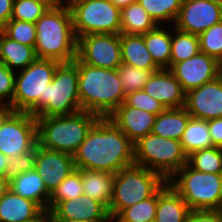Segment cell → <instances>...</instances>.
<instances>
[{"label": "cell", "mask_w": 222, "mask_h": 222, "mask_svg": "<svg viewBox=\"0 0 222 222\" xmlns=\"http://www.w3.org/2000/svg\"><path fill=\"white\" fill-rule=\"evenodd\" d=\"M117 71L125 94L143 90L144 85L149 81L151 75L157 72L136 68L123 63L117 68Z\"/></svg>", "instance_id": "d590c367"}, {"label": "cell", "mask_w": 222, "mask_h": 222, "mask_svg": "<svg viewBox=\"0 0 222 222\" xmlns=\"http://www.w3.org/2000/svg\"><path fill=\"white\" fill-rule=\"evenodd\" d=\"M211 1L212 3H215V4H218L220 6H222V0H209Z\"/></svg>", "instance_id": "f5cc1de1"}, {"label": "cell", "mask_w": 222, "mask_h": 222, "mask_svg": "<svg viewBox=\"0 0 222 222\" xmlns=\"http://www.w3.org/2000/svg\"><path fill=\"white\" fill-rule=\"evenodd\" d=\"M61 0H14L11 19L34 23Z\"/></svg>", "instance_id": "836d02e7"}, {"label": "cell", "mask_w": 222, "mask_h": 222, "mask_svg": "<svg viewBox=\"0 0 222 222\" xmlns=\"http://www.w3.org/2000/svg\"><path fill=\"white\" fill-rule=\"evenodd\" d=\"M166 183L161 174L135 164L117 172L108 210L111 219L123 209L154 196Z\"/></svg>", "instance_id": "8992f818"}, {"label": "cell", "mask_w": 222, "mask_h": 222, "mask_svg": "<svg viewBox=\"0 0 222 222\" xmlns=\"http://www.w3.org/2000/svg\"><path fill=\"white\" fill-rule=\"evenodd\" d=\"M135 165L161 174L167 181L184 165L187 155L180 140L147 134L134 143Z\"/></svg>", "instance_id": "ba28073f"}, {"label": "cell", "mask_w": 222, "mask_h": 222, "mask_svg": "<svg viewBox=\"0 0 222 222\" xmlns=\"http://www.w3.org/2000/svg\"><path fill=\"white\" fill-rule=\"evenodd\" d=\"M31 222H50L49 212L44 211L37 219H35Z\"/></svg>", "instance_id": "681fc988"}, {"label": "cell", "mask_w": 222, "mask_h": 222, "mask_svg": "<svg viewBox=\"0 0 222 222\" xmlns=\"http://www.w3.org/2000/svg\"><path fill=\"white\" fill-rule=\"evenodd\" d=\"M156 116L153 113L128 106L123 102L107 118L134 144L140 138L152 133Z\"/></svg>", "instance_id": "ac0fdd59"}, {"label": "cell", "mask_w": 222, "mask_h": 222, "mask_svg": "<svg viewBox=\"0 0 222 222\" xmlns=\"http://www.w3.org/2000/svg\"><path fill=\"white\" fill-rule=\"evenodd\" d=\"M82 111L78 92V68L72 61L60 63L45 91V108L36 117L70 115Z\"/></svg>", "instance_id": "30bf717a"}, {"label": "cell", "mask_w": 222, "mask_h": 222, "mask_svg": "<svg viewBox=\"0 0 222 222\" xmlns=\"http://www.w3.org/2000/svg\"><path fill=\"white\" fill-rule=\"evenodd\" d=\"M208 129L213 146L222 148V118L209 120Z\"/></svg>", "instance_id": "7bdbcfd3"}, {"label": "cell", "mask_w": 222, "mask_h": 222, "mask_svg": "<svg viewBox=\"0 0 222 222\" xmlns=\"http://www.w3.org/2000/svg\"><path fill=\"white\" fill-rule=\"evenodd\" d=\"M77 58L91 66L117 69L122 64L120 34H89L77 39Z\"/></svg>", "instance_id": "7c38bea8"}, {"label": "cell", "mask_w": 222, "mask_h": 222, "mask_svg": "<svg viewBox=\"0 0 222 222\" xmlns=\"http://www.w3.org/2000/svg\"><path fill=\"white\" fill-rule=\"evenodd\" d=\"M187 164L199 172L222 174V148L213 146L194 151L187 156Z\"/></svg>", "instance_id": "1f68e13d"}, {"label": "cell", "mask_w": 222, "mask_h": 222, "mask_svg": "<svg viewBox=\"0 0 222 222\" xmlns=\"http://www.w3.org/2000/svg\"><path fill=\"white\" fill-rule=\"evenodd\" d=\"M120 18V34L144 35L158 26L137 1L122 8Z\"/></svg>", "instance_id": "83f0119b"}, {"label": "cell", "mask_w": 222, "mask_h": 222, "mask_svg": "<svg viewBox=\"0 0 222 222\" xmlns=\"http://www.w3.org/2000/svg\"><path fill=\"white\" fill-rule=\"evenodd\" d=\"M166 28L158 25L143 35L146 48L159 69H170L172 31Z\"/></svg>", "instance_id": "4316f807"}, {"label": "cell", "mask_w": 222, "mask_h": 222, "mask_svg": "<svg viewBox=\"0 0 222 222\" xmlns=\"http://www.w3.org/2000/svg\"><path fill=\"white\" fill-rule=\"evenodd\" d=\"M191 116L185 107L167 108L156 116L152 133L158 136L180 140Z\"/></svg>", "instance_id": "484cf974"}, {"label": "cell", "mask_w": 222, "mask_h": 222, "mask_svg": "<svg viewBox=\"0 0 222 222\" xmlns=\"http://www.w3.org/2000/svg\"><path fill=\"white\" fill-rule=\"evenodd\" d=\"M78 68V92L81 109L108 117L124 101L123 90L117 69H105L73 60Z\"/></svg>", "instance_id": "3957f363"}, {"label": "cell", "mask_w": 222, "mask_h": 222, "mask_svg": "<svg viewBox=\"0 0 222 222\" xmlns=\"http://www.w3.org/2000/svg\"><path fill=\"white\" fill-rule=\"evenodd\" d=\"M190 210H217L222 202V174L203 173L184 165L168 181Z\"/></svg>", "instance_id": "52a82bcc"}, {"label": "cell", "mask_w": 222, "mask_h": 222, "mask_svg": "<svg viewBox=\"0 0 222 222\" xmlns=\"http://www.w3.org/2000/svg\"><path fill=\"white\" fill-rule=\"evenodd\" d=\"M76 38L89 34H120L121 10L110 0H64Z\"/></svg>", "instance_id": "9c48e42d"}, {"label": "cell", "mask_w": 222, "mask_h": 222, "mask_svg": "<svg viewBox=\"0 0 222 222\" xmlns=\"http://www.w3.org/2000/svg\"><path fill=\"white\" fill-rule=\"evenodd\" d=\"M50 222H82L80 220L50 219Z\"/></svg>", "instance_id": "f907efd6"}, {"label": "cell", "mask_w": 222, "mask_h": 222, "mask_svg": "<svg viewBox=\"0 0 222 222\" xmlns=\"http://www.w3.org/2000/svg\"><path fill=\"white\" fill-rule=\"evenodd\" d=\"M219 77L222 79V59L219 61Z\"/></svg>", "instance_id": "816d5d0a"}, {"label": "cell", "mask_w": 222, "mask_h": 222, "mask_svg": "<svg viewBox=\"0 0 222 222\" xmlns=\"http://www.w3.org/2000/svg\"><path fill=\"white\" fill-rule=\"evenodd\" d=\"M99 118L84 110L70 115L36 117L37 144L73 156Z\"/></svg>", "instance_id": "277c9868"}, {"label": "cell", "mask_w": 222, "mask_h": 222, "mask_svg": "<svg viewBox=\"0 0 222 222\" xmlns=\"http://www.w3.org/2000/svg\"><path fill=\"white\" fill-rule=\"evenodd\" d=\"M169 70L187 93L216 79L219 76V61L200 51L185 61L175 63Z\"/></svg>", "instance_id": "5bb4252c"}, {"label": "cell", "mask_w": 222, "mask_h": 222, "mask_svg": "<svg viewBox=\"0 0 222 222\" xmlns=\"http://www.w3.org/2000/svg\"><path fill=\"white\" fill-rule=\"evenodd\" d=\"M190 211L183 198L168 182L157 192V209L154 222H186Z\"/></svg>", "instance_id": "44dd1931"}, {"label": "cell", "mask_w": 222, "mask_h": 222, "mask_svg": "<svg viewBox=\"0 0 222 222\" xmlns=\"http://www.w3.org/2000/svg\"><path fill=\"white\" fill-rule=\"evenodd\" d=\"M9 190V180L0 176V198Z\"/></svg>", "instance_id": "bcb514c9"}, {"label": "cell", "mask_w": 222, "mask_h": 222, "mask_svg": "<svg viewBox=\"0 0 222 222\" xmlns=\"http://www.w3.org/2000/svg\"><path fill=\"white\" fill-rule=\"evenodd\" d=\"M122 63L145 70L159 71L146 48L143 35L120 34Z\"/></svg>", "instance_id": "cb8c5ba5"}, {"label": "cell", "mask_w": 222, "mask_h": 222, "mask_svg": "<svg viewBox=\"0 0 222 222\" xmlns=\"http://www.w3.org/2000/svg\"><path fill=\"white\" fill-rule=\"evenodd\" d=\"M14 0H0V29L11 19Z\"/></svg>", "instance_id": "ee69618b"}, {"label": "cell", "mask_w": 222, "mask_h": 222, "mask_svg": "<svg viewBox=\"0 0 222 222\" xmlns=\"http://www.w3.org/2000/svg\"><path fill=\"white\" fill-rule=\"evenodd\" d=\"M221 21L222 6L209 0H183L174 27L199 36Z\"/></svg>", "instance_id": "4fadbf2b"}, {"label": "cell", "mask_w": 222, "mask_h": 222, "mask_svg": "<svg viewBox=\"0 0 222 222\" xmlns=\"http://www.w3.org/2000/svg\"><path fill=\"white\" fill-rule=\"evenodd\" d=\"M37 144L36 117L12 112L0 126V152L9 159L30 151Z\"/></svg>", "instance_id": "8fae6325"}, {"label": "cell", "mask_w": 222, "mask_h": 222, "mask_svg": "<svg viewBox=\"0 0 222 222\" xmlns=\"http://www.w3.org/2000/svg\"><path fill=\"white\" fill-rule=\"evenodd\" d=\"M186 222H222L217 210H191Z\"/></svg>", "instance_id": "b9f144b4"}, {"label": "cell", "mask_w": 222, "mask_h": 222, "mask_svg": "<svg viewBox=\"0 0 222 222\" xmlns=\"http://www.w3.org/2000/svg\"><path fill=\"white\" fill-rule=\"evenodd\" d=\"M36 58L33 46L18 43L0 30V62L10 70L15 72L23 70Z\"/></svg>", "instance_id": "d4e9b609"}, {"label": "cell", "mask_w": 222, "mask_h": 222, "mask_svg": "<svg viewBox=\"0 0 222 222\" xmlns=\"http://www.w3.org/2000/svg\"><path fill=\"white\" fill-rule=\"evenodd\" d=\"M59 64L55 60L36 58L25 69L16 72L10 104L14 112H28L36 117L45 108V91Z\"/></svg>", "instance_id": "5b68a950"}, {"label": "cell", "mask_w": 222, "mask_h": 222, "mask_svg": "<svg viewBox=\"0 0 222 222\" xmlns=\"http://www.w3.org/2000/svg\"><path fill=\"white\" fill-rule=\"evenodd\" d=\"M82 194L81 169H74L50 194L47 212H50L58 203Z\"/></svg>", "instance_id": "d6a6232c"}, {"label": "cell", "mask_w": 222, "mask_h": 222, "mask_svg": "<svg viewBox=\"0 0 222 222\" xmlns=\"http://www.w3.org/2000/svg\"><path fill=\"white\" fill-rule=\"evenodd\" d=\"M9 161V158L0 152V176L5 177V168Z\"/></svg>", "instance_id": "7dc6e473"}, {"label": "cell", "mask_w": 222, "mask_h": 222, "mask_svg": "<svg viewBox=\"0 0 222 222\" xmlns=\"http://www.w3.org/2000/svg\"><path fill=\"white\" fill-rule=\"evenodd\" d=\"M128 106L159 115L166 108L162 103L149 96L144 90L133 91L126 94L125 101Z\"/></svg>", "instance_id": "f35d334b"}, {"label": "cell", "mask_w": 222, "mask_h": 222, "mask_svg": "<svg viewBox=\"0 0 222 222\" xmlns=\"http://www.w3.org/2000/svg\"><path fill=\"white\" fill-rule=\"evenodd\" d=\"M180 142L187 156L194 151L213 147L208 121L191 117Z\"/></svg>", "instance_id": "f1b7e54d"}, {"label": "cell", "mask_w": 222, "mask_h": 222, "mask_svg": "<svg viewBox=\"0 0 222 222\" xmlns=\"http://www.w3.org/2000/svg\"><path fill=\"white\" fill-rule=\"evenodd\" d=\"M16 72L0 62V102L10 105L13 102Z\"/></svg>", "instance_id": "60d3db41"}, {"label": "cell", "mask_w": 222, "mask_h": 222, "mask_svg": "<svg viewBox=\"0 0 222 222\" xmlns=\"http://www.w3.org/2000/svg\"><path fill=\"white\" fill-rule=\"evenodd\" d=\"M157 193L133 206L123 209L112 222H152L155 221Z\"/></svg>", "instance_id": "e575fe53"}, {"label": "cell", "mask_w": 222, "mask_h": 222, "mask_svg": "<svg viewBox=\"0 0 222 222\" xmlns=\"http://www.w3.org/2000/svg\"><path fill=\"white\" fill-rule=\"evenodd\" d=\"M117 8L120 10L131 3L136 2L137 0H110Z\"/></svg>", "instance_id": "c3c4849f"}, {"label": "cell", "mask_w": 222, "mask_h": 222, "mask_svg": "<svg viewBox=\"0 0 222 222\" xmlns=\"http://www.w3.org/2000/svg\"><path fill=\"white\" fill-rule=\"evenodd\" d=\"M37 58L60 63L72 62L77 57V38L72 16L64 0L51 6L36 22Z\"/></svg>", "instance_id": "7a4b0ae2"}, {"label": "cell", "mask_w": 222, "mask_h": 222, "mask_svg": "<svg viewBox=\"0 0 222 222\" xmlns=\"http://www.w3.org/2000/svg\"><path fill=\"white\" fill-rule=\"evenodd\" d=\"M75 169L111 174L135 164L134 144L109 119L99 118L73 155Z\"/></svg>", "instance_id": "6da1fadb"}, {"label": "cell", "mask_w": 222, "mask_h": 222, "mask_svg": "<svg viewBox=\"0 0 222 222\" xmlns=\"http://www.w3.org/2000/svg\"><path fill=\"white\" fill-rule=\"evenodd\" d=\"M157 25L177 20L183 0H137Z\"/></svg>", "instance_id": "4dcf8cb0"}, {"label": "cell", "mask_w": 222, "mask_h": 222, "mask_svg": "<svg viewBox=\"0 0 222 222\" xmlns=\"http://www.w3.org/2000/svg\"><path fill=\"white\" fill-rule=\"evenodd\" d=\"M34 169L43 179L47 191L54 189L75 169L73 156L45 149L36 144Z\"/></svg>", "instance_id": "2e32d148"}, {"label": "cell", "mask_w": 222, "mask_h": 222, "mask_svg": "<svg viewBox=\"0 0 222 222\" xmlns=\"http://www.w3.org/2000/svg\"><path fill=\"white\" fill-rule=\"evenodd\" d=\"M49 219L80 220L82 222L112 221L108 209L85 194L58 203L49 212Z\"/></svg>", "instance_id": "e0dca14e"}, {"label": "cell", "mask_w": 222, "mask_h": 222, "mask_svg": "<svg viewBox=\"0 0 222 222\" xmlns=\"http://www.w3.org/2000/svg\"><path fill=\"white\" fill-rule=\"evenodd\" d=\"M143 90L166 109L185 107L186 92L169 69L154 72Z\"/></svg>", "instance_id": "d6986e66"}, {"label": "cell", "mask_w": 222, "mask_h": 222, "mask_svg": "<svg viewBox=\"0 0 222 222\" xmlns=\"http://www.w3.org/2000/svg\"><path fill=\"white\" fill-rule=\"evenodd\" d=\"M185 109L191 117L209 121L222 118V79H216L186 93Z\"/></svg>", "instance_id": "9a60e30c"}, {"label": "cell", "mask_w": 222, "mask_h": 222, "mask_svg": "<svg viewBox=\"0 0 222 222\" xmlns=\"http://www.w3.org/2000/svg\"><path fill=\"white\" fill-rule=\"evenodd\" d=\"M81 179L83 194L102 203L109 210L113 194L114 174L81 169Z\"/></svg>", "instance_id": "603a6c76"}, {"label": "cell", "mask_w": 222, "mask_h": 222, "mask_svg": "<svg viewBox=\"0 0 222 222\" xmlns=\"http://www.w3.org/2000/svg\"><path fill=\"white\" fill-rule=\"evenodd\" d=\"M0 30L18 43L35 47L37 34L34 23L10 19Z\"/></svg>", "instance_id": "8d00e7d4"}, {"label": "cell", "mask_w": 222, "mask_h": 222, "mask_svg": "<svg viewBox=\"0 0 222 222\" xmlns=\"http://www.w3.org/2000/svg\"><path fill=\"white\" fill-rule=\"evenodd\" d=\"M218 213L220 214L221 220H222V202L219 208L217 209Z\"/></svg>", "instance_id": "db71d44e"}, {"label": "cell", "mask_w": 222, "mask_h": 222, "mask_svg": "<svg viewBox=\"0 0 222 222\" xmlns=\"http://www.w3.org/2000/svg\"><path fill=\"white\" fill-rule=\"evenodd\" d=\"M43 212L36 202L20 197L10 189L0 198V222H31Z\"/></svg>", "instance_id": "ffe728a7"}, {"label": "cell", "mask_w": 222, "mask_h": 222, "mask_svg": "<svg viewBox=\"0 0 222 222\" xmlns=\"http://www.w3.org/2000/svg\"><path fill=\"white\" fill-rule=\"evenodd\" d=\"M199 41L201 52L220 61L222 59V21L201 33Z\"/></svg>", "instance_id": "74e56055"}, {"label": "cell", "mask_w": 222, "mask_h": 222, "mask_svg": "<svg viewBox=\"0 0 222 222\" xmlns=\"http://www.w3.org/2000/svg\"><path fill=\"white\" fill-rule=\"evenodd\" d=\"M9 189L20 197L36 202L44 211H47L50 193L35 169L11 179Z\"/></svg>", "instance_id": "7402d4cb"}, {"label": "cell", "mask_w": 222, "mask_h": 222, "mask_svg": "<svg viewBox=\"0 0 222 222\" xmlns=\"http://www.w3.org/2000/svg\"><path fill=\"white\" fill-rule=\"evenodd\" d=\"M170 68L175 63L185 61L200 52L199 36L172 28ZM175 32V33H173Z\"/></svg>", "instance_id": "f546056e"}, {"label": "cell", "mask_w": 222, "mask_h": 222, "mask_svg": "<svg viewBox=\"0 0 222 222\" xmlns=\"http://www.w3.org/2000/svg\"><path fill=\"white\" fill-rule=\"evenodd\" d=\"M13 112V109L10 105L2 104L0 106V126L4 120Z\"/></svg>", "instance_id": "f6af8a7d"}, {"label": "cell", "mask_w": 222, "mask_h": 222, "mask_svg": "<svg viewBox=\"0 0 222 222\" xmlns=\"http://www.w3.org/2000/svg\"><path fill=\"white\" fill-rule=\"evenodd\" d=\"M35 148L36 145L30 151L9 159L5 168V177L9 181L21 173L34 170Z\"/></svg>", "instance_id": "ab89813d"}]
</instances>
